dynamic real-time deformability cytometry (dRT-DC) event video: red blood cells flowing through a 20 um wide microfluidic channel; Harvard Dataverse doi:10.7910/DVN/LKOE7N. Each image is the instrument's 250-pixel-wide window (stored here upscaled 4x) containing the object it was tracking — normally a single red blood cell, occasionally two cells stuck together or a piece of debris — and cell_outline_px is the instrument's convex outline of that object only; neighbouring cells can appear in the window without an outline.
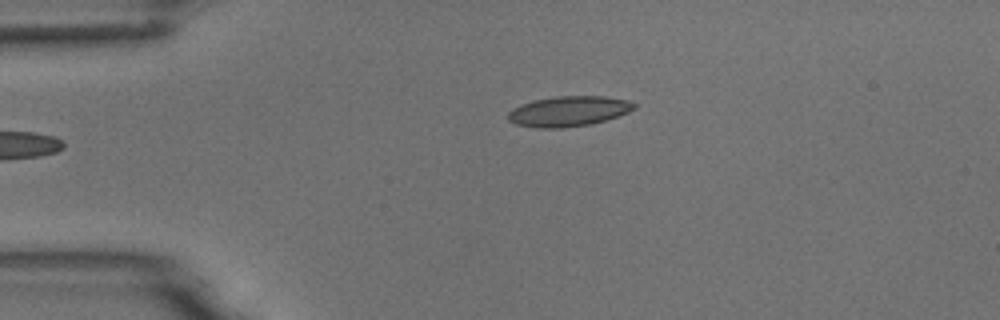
{"species": "common noctule bat (a hibernating species)", "species_latin": "Nyctalus noctula", "temperature_condition": "room temperature", "stored_images_in_passage": 6, "camera_frame_rate_fps": 3000, "um_per_image_px": 0.085, "animal": {"sex": "male", "body_mass_g": 18.8}, "frame": {"image": 1, "passage_image": 6, "time_ms": 5.667, "image_size_px": [1000, 320], "cell_outline_px": [[636, 108], [628, 112], [592, 124], [564, 128], [536, 128], [516, 124], [508, 120], [508, 112], [512, 108], [520, 104], [536, 100], [556, 96], [604, 96], [628, 100], [636, 104]], "centroid_in_image_um": [48.31, 9.46], "position_along_channel_um": 36.7, "area_um2": 22.25}}